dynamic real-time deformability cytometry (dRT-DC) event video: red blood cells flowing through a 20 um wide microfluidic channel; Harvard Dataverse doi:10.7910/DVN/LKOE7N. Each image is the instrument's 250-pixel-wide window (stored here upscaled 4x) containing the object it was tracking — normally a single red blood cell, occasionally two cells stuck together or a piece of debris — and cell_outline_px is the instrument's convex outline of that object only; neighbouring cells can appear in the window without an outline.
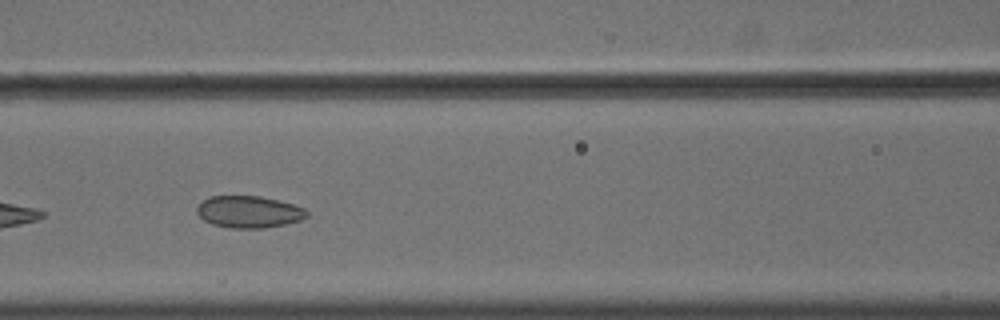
{"species": "common noctule bat (a hibernating species)", "species_latin": "Nyctalus noctula", "temperature_condition": "cold", "stored_images_in_passage": 25, "camera_frame_rate_fps": 3000, "um_per_image_px": 0.085, "animal": {"sex": "male", "body_mass_g": 18.8}, "frame": {"image": 1, "passage_image": 8, "time_ms": 2.333, "image_size_px": [1000, 320], "cell_outline_px": [[308, 216], [300, 220], [284, 224], [264, 228], [228, 228], [212, 224], [204, 220], [196, 212], [196, 208], [208, 196], [260, 196], [292, 204], [304, 208], [308, 212]], "centroid_in_image_um": [21.13, 18.01], "position_along_channel_um": 145.5, "area_um2": 20.35}}
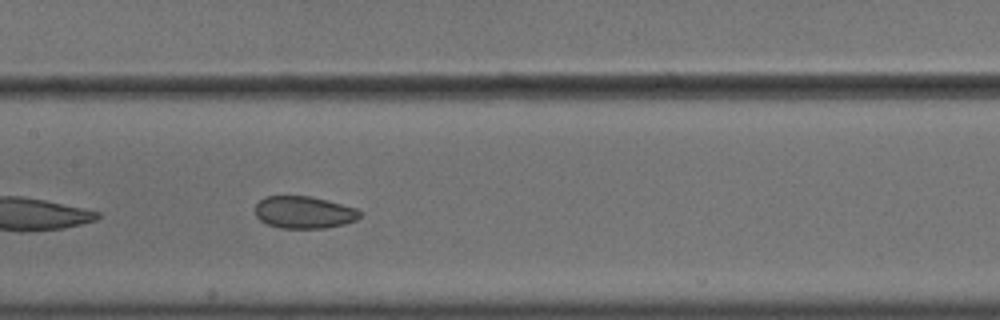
{"frame": {"image": 2, "passage_image": 11, "time_ms": 3.333, "image_size_px": [1000, 320], "cell_outline_px": [[360, 216], [356, 220], [344, 224], [324, 228], [280, 228], [268, 224], [260, 220], [256, 216], [256, 204], [260, 200], [268, 196], [308, 196], [356, 208], [360, 212]], "centroid_in_image_um": [25.82, 18.06], "position_along_channel_um": 181.6, "area_um2": 19.36}}
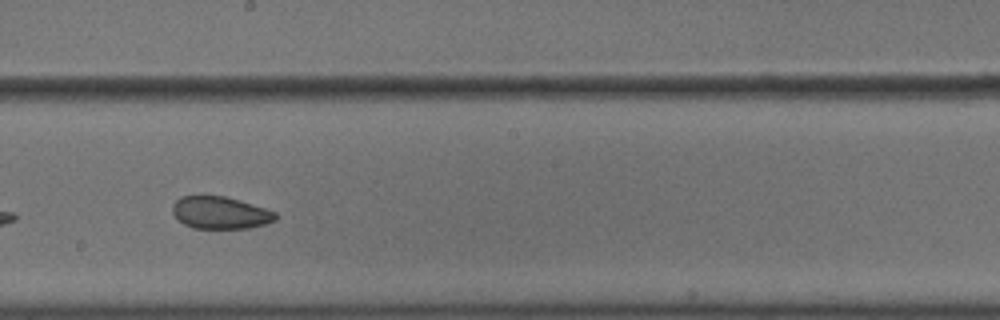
{"frame": {"image": 3, "passage_image": 15, "time_ms": 4.667, "image_size_px": [1000, 320], "cell_outline_px": [[276, 220], [264, 224], [248, 228], [192, 228], [184, 224], [172, 212], [172, 204], [180, 196], [224, 196], [240, 200], [276, 212]], "centroid_in_image_um": [18.7, 18.08], "position_along_channel_um": 229.5, "area_um2": 19.25}}